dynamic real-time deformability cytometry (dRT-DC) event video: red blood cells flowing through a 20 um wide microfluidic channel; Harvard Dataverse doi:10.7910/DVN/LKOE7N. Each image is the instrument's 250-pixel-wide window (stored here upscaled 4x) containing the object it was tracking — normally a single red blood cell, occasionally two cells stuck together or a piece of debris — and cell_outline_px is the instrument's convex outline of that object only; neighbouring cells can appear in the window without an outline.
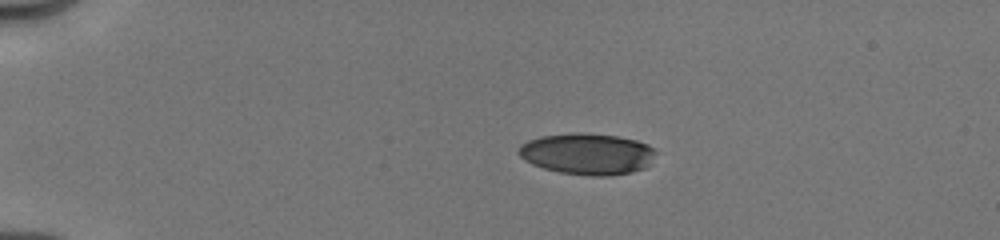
{"species": "human", "species_latin": "Homo sapiens", "temperature_condition": "cold", "stored_images_in_passage": 47, "camera_frame_rate_fps": 3000, "um_per_image_px": 0.085, "donor": {"sex": "male"}, "frame": {"image": 1, "passage_image": 12, "time_ms": 3.667, "image_size_px": [1000, 240], "cell_outline_px": [[656, 152], [648, 164], [644, 168], [632, 172], [608, 176], [592, 176], [560, 172], [544, 168], [532, 164], [524, 160], [516, 152], [520, 144], [528, 140], [540, 136], [572, 132], [584, 132], [620, 136], [636, 140], [648, 144]], "centroid_in_image_um": [49.89, 13.06], "position_along_channel_um": 35.1, "area_um2": 33.29}}
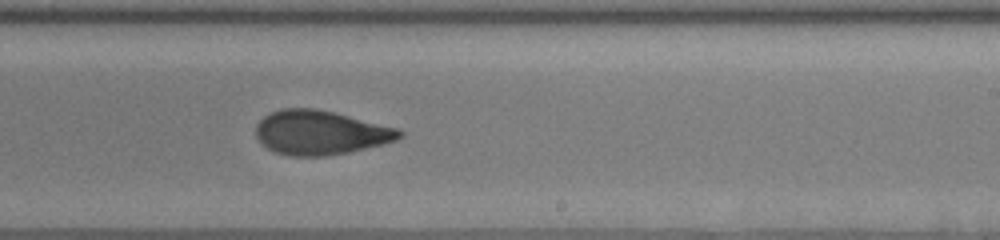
{"frame": {"image": 2, "passage_image": 25, "time_ms": 11.0, "image_size_px": [1000, 240], "cell_outline_px": [[404, 136], [396, 140], [384, 144], [348, 152], [324, 156], [288, 156], [276, 152], [268, 148], [256, 136], [256, 124], [264, 116], [280, 108], [312, 108], [332, 112], [400, 128], [404, 132]], "centroid_in_image_um": [27.26, 11.27], "position_along_channel_um": 261.7, "area_um2": 36.93}}
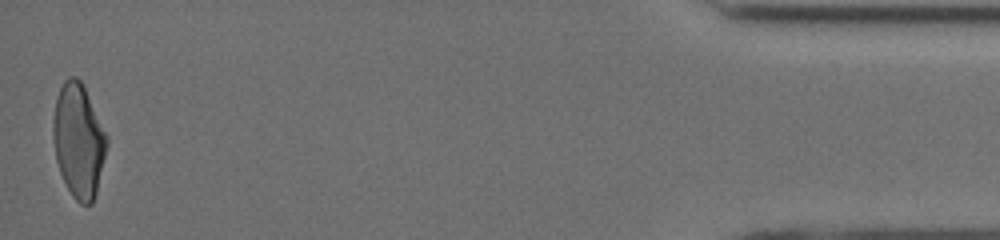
{"frame": {"image": 3, "passage_image": 46, "time_ms": 17.0, "image_size_px": [1000, 240], "cell_outline_px": [[108, 144], [96, 192], [92, 204], [80, 204], [72, 196], [60, 172], [56, 160], [52, 132], [52, 124], [56, 96], [64, 80], [68, 76], [76, 76], [84, 84], [108, 136]], "centroid_in_image_um": [6.68, 11.9], "position_along_channel_um": 428.5, "area_um2": 35.89}, "authors_computed_cell_mechanics": {"area_um2": 35.7204, "velocity_mm_per_s": 4.0387, "shape_relaxation_time_tau1_ms": 5.0094, "shape_relaxation_time_tau2_ms": 1.7677, "deformation_change_tau1": 0.189, "deformation_change_tau2": 0.083}}